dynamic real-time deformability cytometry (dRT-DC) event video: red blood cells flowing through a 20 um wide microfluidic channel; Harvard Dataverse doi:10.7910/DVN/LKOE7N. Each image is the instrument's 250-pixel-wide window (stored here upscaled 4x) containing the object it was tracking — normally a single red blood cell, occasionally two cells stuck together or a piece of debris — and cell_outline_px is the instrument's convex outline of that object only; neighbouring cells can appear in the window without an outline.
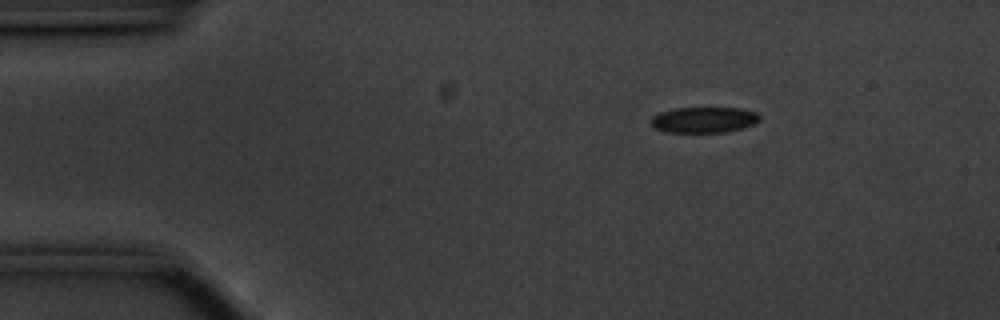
{"species": "common noctule bat (a hibernating species)", "species_latin": "Nyctalus noctula", "temperature_condition": "cold", "stored_images_in_passage": 49, "camera_frame_rate_fps": 3000, "um_per_image_px": 0.085, "animal": {"sex": "male", "body_mass_g": 20.1, "forearm_length_mm": 53.5}, "frame": {"image": 1, "passage_image": 1, "time_ms": 0.0, "image_size_px": [1000, 320], "cell_outline_px": [[760, 120], [756, 124], [744, 128], [724, 132], [668, 132], [652, 128], [648, 120], [652, 116], [660, 112], [676, 108], [740, 108], [756, 112], [760, 116]], "centroid_in_image_um": [59.81, 10.19], "position_along_channel_um": 25.2, "area_um2": 16.59}}
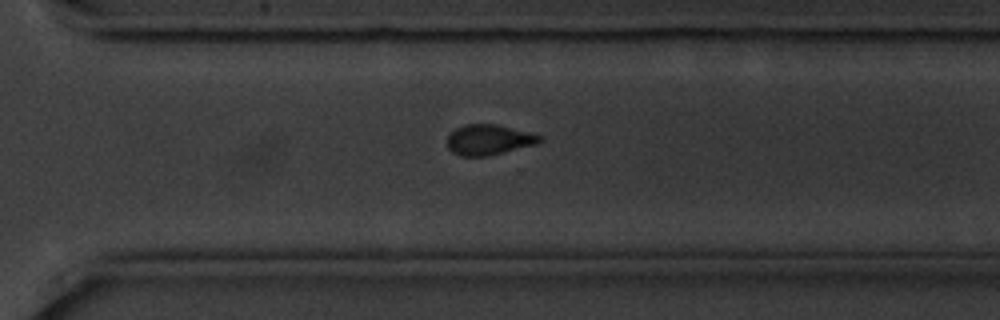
{"frame": {"image": 2, "passage_image": 32, "time_ms": 10.333, "image_size_px": [1000, 320], "cell_outline_px": [[544, 140], [536, 144], [488, 156], [460, 156], [452, 152], [448, 148], [448, 136], [456, 128], [464, 124], [496, 124], [544, 136]], "centroid_in_image_um": [41.56, 11.88], "position_along_channel_um": 329.0, "area_um2": 16.36}}
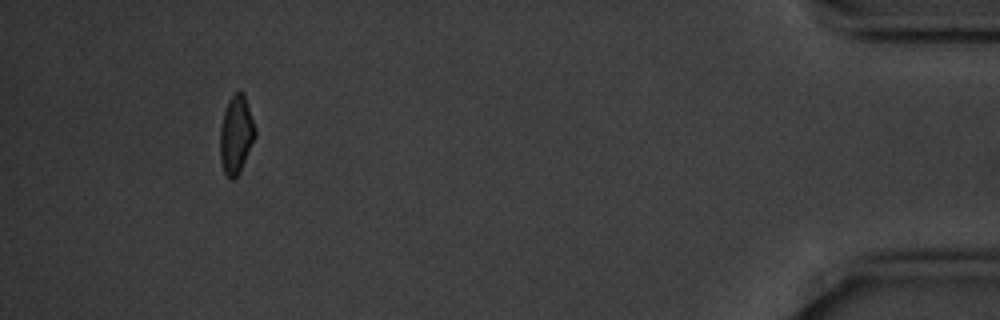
{"frame": {"image": 3, "passage_image": 45, "time_ms": 14.667, "image_size_px": [1000, 320], "cell_outline_px": [[256, 136], [240, 172], [232, 180], [224, 172], [220, 160], [220, 128], [224, 112], [228, 100], [240, 88], [244, 92], [256, 128]], "centroid_in_image_um": [20.08, 11.41], "position_along_channel_um": 415.1, "area_um2": 16.13}, "authors_computed_cell_mechanics": {"area_um2": 16.7042, "velocity_mm_per_s": 3.5212, "shape_relaxation_time_tau1_ms": 11.3479, "shape_relaxation_time_tau2_ms": 3.9463, "deformation_change_tau1": 0.3366, "deformation_change_tau2": 0.0799}}